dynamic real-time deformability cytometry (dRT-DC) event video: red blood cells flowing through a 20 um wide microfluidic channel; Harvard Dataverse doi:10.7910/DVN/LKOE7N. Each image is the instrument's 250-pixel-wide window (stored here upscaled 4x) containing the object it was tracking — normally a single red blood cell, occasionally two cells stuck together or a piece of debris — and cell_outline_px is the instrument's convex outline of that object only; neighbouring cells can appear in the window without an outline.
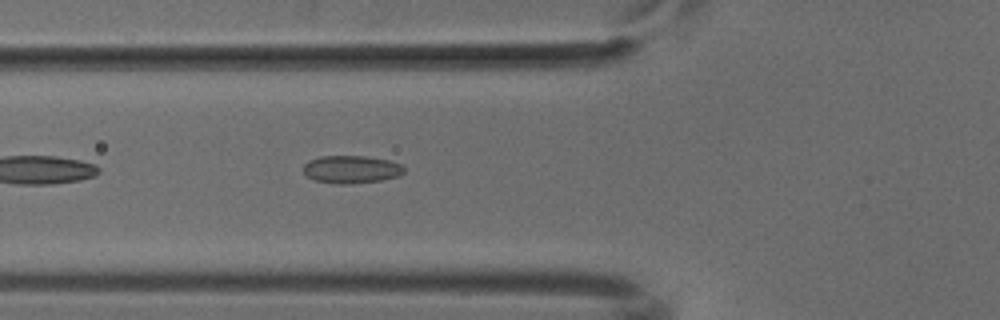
{"species": "common noctule bat (a hibernating species)", "species_latin": "Nyctalus noctula", "temperature_condition": "cold", "stored_images_in_passage": 38, "camera_frame_rate_fps": 3000, "um_per_image_px": 0.085, "animal": {"sex": "male", "body_mass_g": 18.8}, "frame": {"image": 1, "passage_image": 5, "time_ms": 1.333, "image_size_px": [1000, 320], "cell_outline_px": [[404, 172], [396, 176], [380, 180], [348, 184], [336, 184], [312, 180], [304, 172], [304, 164], [308, 160], [320, 156], [364, 156], [388, 160], [400, 164], [404, 168]], "centroid_in_image_um": [29.81, 14.39], "position_along_channel_um": 96.0, "area_um2": 16.18}}
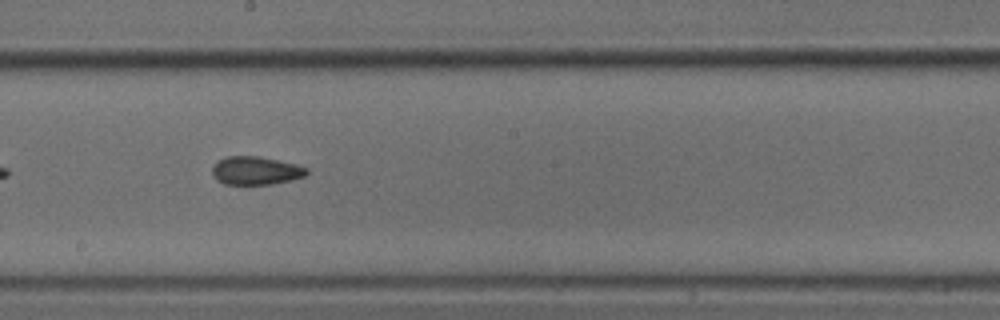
{"frame": {"image": 2, "passage_image": 15, "time_ms": 4.667, "image_size_px": [1000, 320], "cell_outline_px": [[308, 172], [304, 176], [292, 180], [272, 184], [224, 184], [216, 180], [212, 176], [212, 168], [216, 160], [228, 156], [260, 156], [296, 164], [308, 168]], "centroid_in_image_um": [21.71, 14.5], "position_along_channel_um": 226.5, "area_um2": 15.72}}
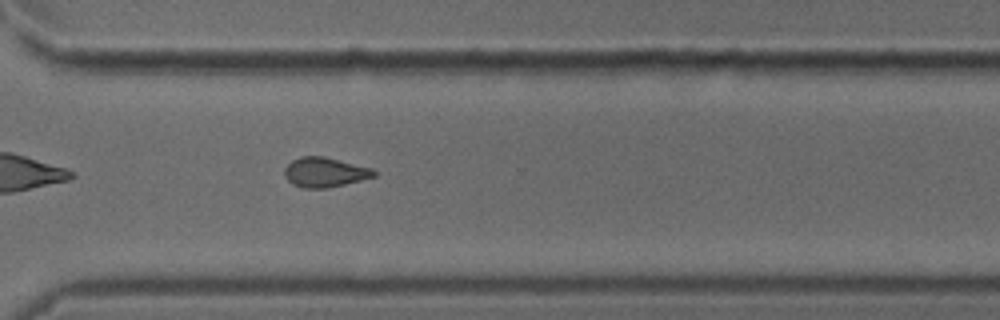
{"frame": {"image": 3, "passage_image": 24, "time_ms": 7.667, "image_size_px": [1000, 320], "cell_outline_px": [[376, 176], [328, 188], [304, 188], [292, 184], [284, 176], [284, 168], [292, 160], [300, 156], [324, 156], [372, 168], [376, 172]], "centroid_in_image_um": [27.58, 14.64], "position_along_channel_um": 343.0, "area_um2": 15.49}}